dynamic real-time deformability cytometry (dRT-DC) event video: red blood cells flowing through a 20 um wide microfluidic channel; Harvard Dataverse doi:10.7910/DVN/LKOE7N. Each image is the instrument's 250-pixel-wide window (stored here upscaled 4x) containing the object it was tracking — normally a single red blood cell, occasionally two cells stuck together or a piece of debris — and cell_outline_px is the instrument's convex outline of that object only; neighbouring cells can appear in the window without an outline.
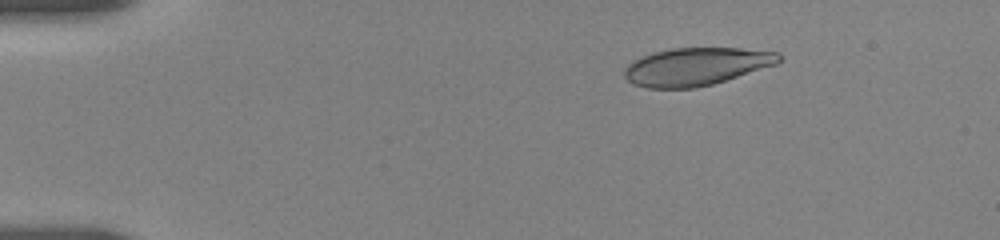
{"species": "human", "species_latin": "Homo sapiens", "temperature_condition": "room temperature", "stored_images_in_passage": 26, "camera_frame_rate_fps": 3000, "um_per_image_px": 0.085, "donor": {"sex": "female"}, "frame": {"image": 1, "passage_image": 1, "time_ms": 0.0, "image_size_px": [1000, 240], "cell_outline_px": [[780, 60], [776, 64], [712, 84], [696, 88], [648, 88], [632, 84], [624, 76], [624, 68], [628, 64], [644, 56], [656, 52], [672, 48], [740, 48], [776, 52], [780, 56]], "centroid_in_image_um": [59.15, 5.66], "position_along_channel_um": 25.9, "area_um2": 33.58}}
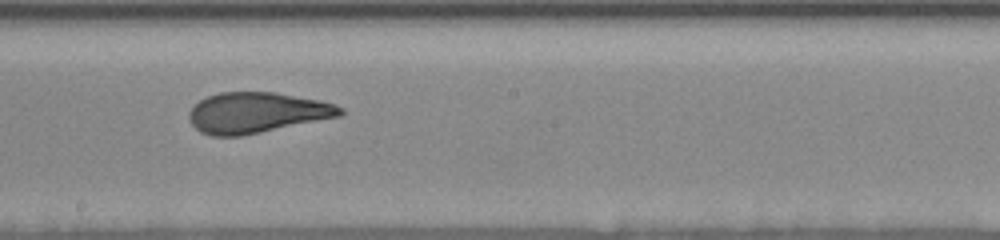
{"frame": {"image": 2, "passage_image": 13, "time_ms": 7.667, "image_size_px": [1000, 240], "cell_outline_px": [[344, 112], [340, 116], [240, 136], [212, 136], [200, 132], [192, 124], [188, 116], [188, 112], [200, 100], [208, 96], [220, 92], [276, 92], [320, 100], [336, 104], [344, 108]], "centroid_in_image_um": [21.83, 9.57], "position_along_channel_um": 226.4, "area_um2": 35.66}}
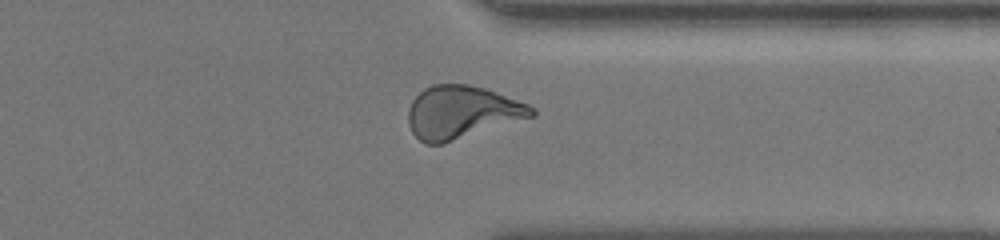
{"frame": {"image": 3, "passage_image": 22, "time_ms": 11.667, "image_size_px": [1000, 240], "cell_outline_px": [[536, 116], [444, 144], [424, 144], [412, 132], [408, 124], [408, 108], [412, 100], [424, 88], [432, 84], [468, 84], [484, 88], [496, 92], [528, 104], [536, 108]], "centroid_in_image_um": [39.26, 9.55], "position_along_channel_um": 372.1, "area_um2": 38.38}, "authors_computed_cell_mechanics": {"area_um2": 35.836, "velocity_mm_per_s": 3.6516, "shape_relaxation_time_tau1_ms": 7.3835, "shape_relaxation_time_tau2_ms": 0.9521, "deformation_change_tau1": 0.2092, "deformation_change_tau2": 0.0748}}